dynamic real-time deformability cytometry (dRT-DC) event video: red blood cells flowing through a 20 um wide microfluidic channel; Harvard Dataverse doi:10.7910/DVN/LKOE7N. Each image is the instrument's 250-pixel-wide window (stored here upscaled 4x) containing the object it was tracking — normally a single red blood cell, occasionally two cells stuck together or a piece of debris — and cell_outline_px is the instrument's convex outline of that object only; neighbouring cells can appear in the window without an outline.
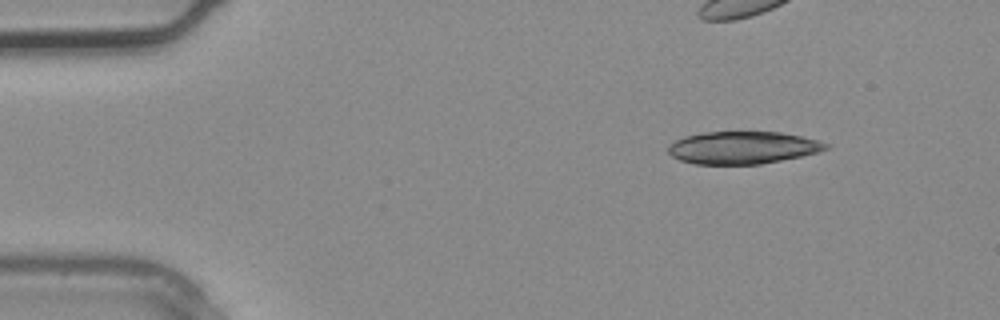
{"species": "common noctule bat (a hibernating species)", "species_latin": "Nyctalus noctula", "temperature_condition": "warm", "stored_images_in_passage": 3, "camera_frame_rate_fps": 3000, "um_per_image_px": 0.085, "animal": {"sex": "male", "body_mass_g": 20.4}, "frame": {"image": 1, "passage_image": 1, "time_ms": 0.0, "image_size_px": [1000, 320], "cell_outline_px": [[828, 148], [816, 152], [800, 156], [760, 164], [692, 164], [680, 160], [672, 156], [668, 152], [668, 144], [684, 136], [704, 132], [780, 132], [800, 136], [816, 140], [828, 144]], "centroid_in_image_um": [63.06, 12.55], "position_along_channel_um": 21.9, "area_um2": 29.59}}
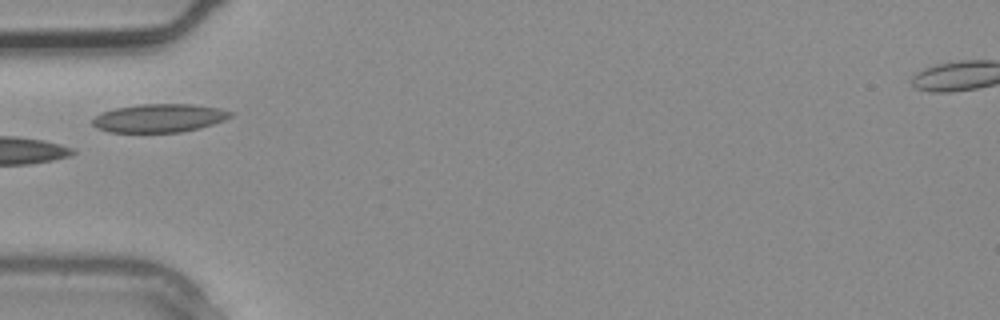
{"frame": {"image": 2, "passage_image": 3, "time_ms": 0.667, "image_size_px": [1000, 320], "cell_outline_px": [[236, 112], [232, 116], [224, 120], [200, 128], [180, 132], [108, 132], [96, 128], [92, 124], [92, 120], [96, 116], [104, 112], [116, 108], [140, 104], [192, 104], [220, 108]], "centroid_in_image_um": [13.57, 10.04], "position_along_channel_um": 71.4, "area_um2": 22.83}}